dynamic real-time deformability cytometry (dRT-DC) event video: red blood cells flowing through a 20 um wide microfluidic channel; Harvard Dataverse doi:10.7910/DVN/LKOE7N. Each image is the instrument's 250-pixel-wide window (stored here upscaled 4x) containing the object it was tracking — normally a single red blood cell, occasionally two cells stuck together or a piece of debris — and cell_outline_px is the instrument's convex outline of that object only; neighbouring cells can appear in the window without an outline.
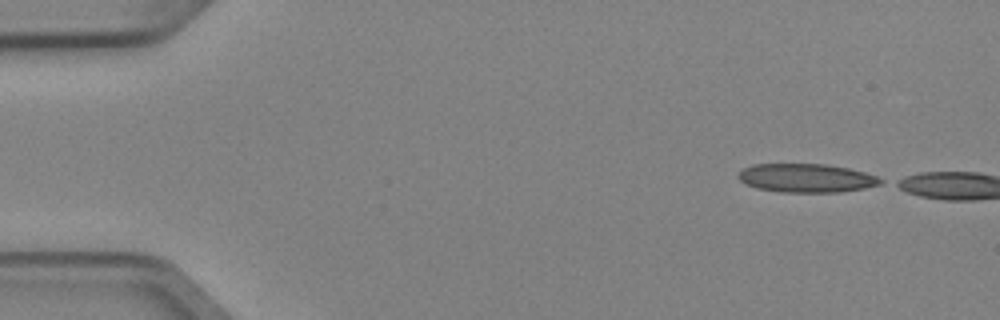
{"species": "Egyptian fruit bat (a non-hibernating species)", "species_latin": "Rousettus aegyptiacus", "temperature_condition": "cold", "stored_images_in_passage": 5, "camera_frame_rate_fps": 3000, "um_per_image_px": 0.085, "animal": {"sex": "female"}, "frame": {"image": 1, "passage_image": 1, "time_ms": 0.0, "image_size_px": [1000, 320], "cell_outline_px": [[884, 184], [864, 188], [840, 192], [780, 192], [756, 188], [744, 184], [736, 176], [744, 168], [752, 164], [828, 164], [848, 168], [864, 172], [876, 176], [884, 180]], "centroid_in_image_um": [68.54, 15.13], "position_along_channel_um": 16.5, "area_um2": 23.93}}